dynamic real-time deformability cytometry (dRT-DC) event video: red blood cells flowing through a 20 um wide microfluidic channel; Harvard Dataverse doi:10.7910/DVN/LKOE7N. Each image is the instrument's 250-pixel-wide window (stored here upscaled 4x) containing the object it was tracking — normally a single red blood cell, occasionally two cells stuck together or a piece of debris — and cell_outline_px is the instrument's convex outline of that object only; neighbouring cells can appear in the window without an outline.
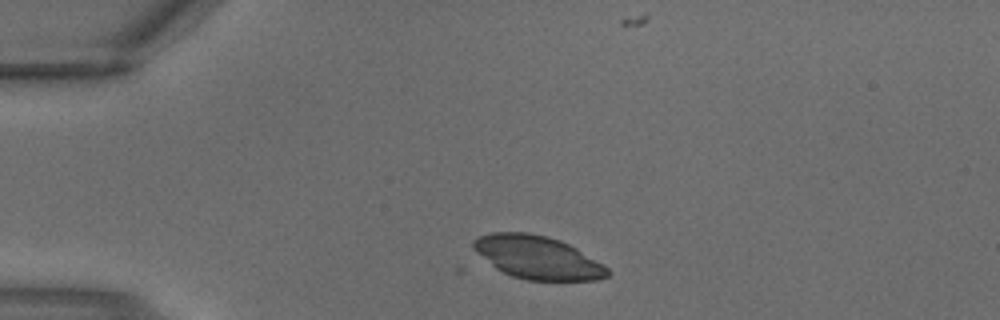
{"species": "common noctule bat (a hibernating species)", "species_latin": "Nyctalus noctula", "temperature_condition": "warm", "stored_images_in_passage": 2, "camera_frame_rate_fps": 3000, "um_per_image_px": 0.085, "animal": {"sex": "male", "body_mass_g": 18.8}, "frame": {"image": 1, "passage_image": 1, "time_ms": 0.0, "image_size_px": [1000, 320], "cell_outline_px": [[612, 272], [608, 276], [596, 280], [528, 280], [512, 276], [496, 268], [476, 252], [472, 248], [472, 240], [480, 236], [492, 232], [528, 232], [548, 236], [560, 240], [576, 248], [608, 268]], "centroid_in_image_um": [45.68, 21.87], "position_along_channel_um": 39.3, "area_um2": 33.47}}